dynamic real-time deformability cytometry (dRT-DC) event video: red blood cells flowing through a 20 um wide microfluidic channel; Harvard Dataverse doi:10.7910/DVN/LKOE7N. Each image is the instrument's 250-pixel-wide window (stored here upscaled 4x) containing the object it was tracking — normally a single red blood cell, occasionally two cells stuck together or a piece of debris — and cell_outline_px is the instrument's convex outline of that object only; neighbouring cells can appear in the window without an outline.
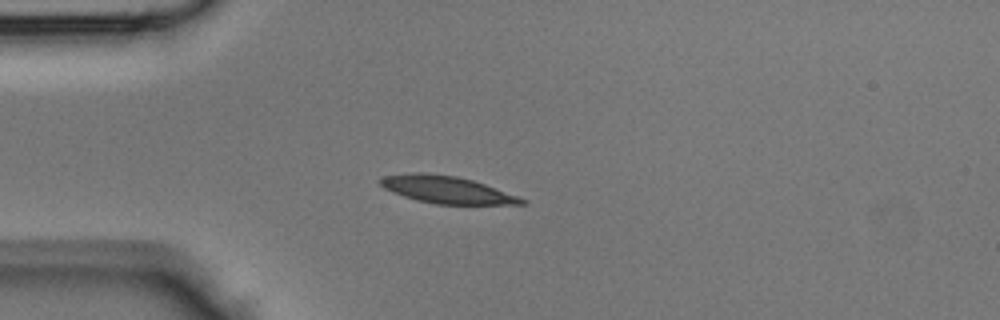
{"species": "Egyptian fruit bat (a non-hibernating species)", "species_latin": "Rousettus aegyptiacus", "temperature_condition": "room temperature", "stored_images_in_passage": 40, "camera_frame_rate_fps": 3000, "um_per_image_px": 0.085, "animal": {"sex": "male"}, "frame": {"image": 1, "passage_image": 7, "time_ms": 2.0, "image_size_px": [1000, 320], "cell_outline_px": [[528, 200], [524, 204], [436, 204], [416, 200], [392, 192], [384, 188], [376, 180], [384, 176], [412, 172], [420, 172], [456, 176], [472, 180], [484, 184]], "centroid_in_image_um": [37.92, 16.12], "position_along_channel_um": 47.1, "area_um2": 22.25}}
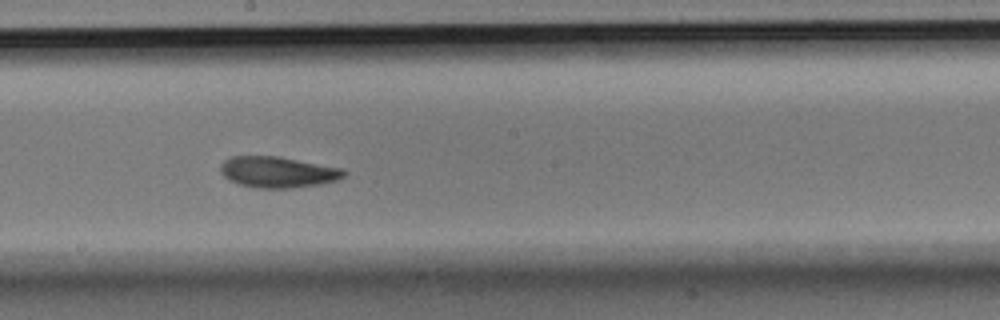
{"frame": {"image": 2, "passage_image": 20, "time_ms": 6.333, "image_size_px": [1000, 320], "cell_outline_px": [[348, 172], [344, 176], [336, 180], [320, 184], [292, 188], [256, 188], [240, 184], [228, 180], [220, 172], [220, 164], [224, 160], [232, 156], [276, 156], [344, 168]], "centroid_in_image_um": [23.61, 14.62], "position_along_channel_um": 224.6, "area_um2": 22.43}}
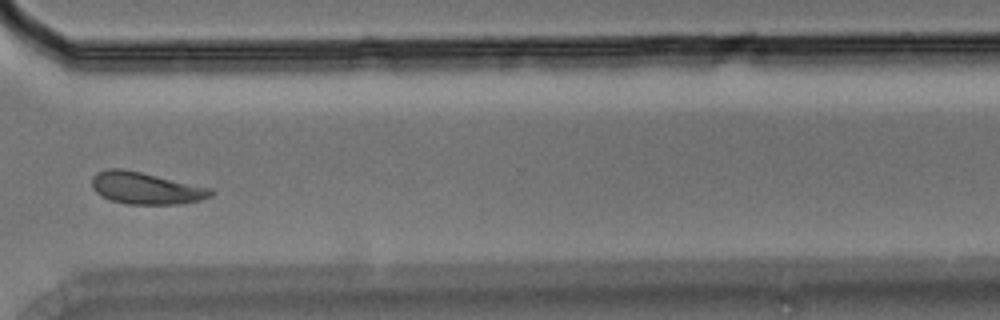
{"frame": {"image": 3, "passage_image": 29, "time_ms": 9.333, "image_size_px": [1000, 320], "cell_outline_px": [[212, 196], [200, 200], [180, 204], [128, 204], [112, 200], [100, 196], [92, 188], [92, 176], [96, 172], [108, 168], [120, 168], [140, 172], [212, 188]], "centroid_in_image_um": [12.36, 15.99], "position_along_channel_um": 358.2, "area_um2": 22.08}}